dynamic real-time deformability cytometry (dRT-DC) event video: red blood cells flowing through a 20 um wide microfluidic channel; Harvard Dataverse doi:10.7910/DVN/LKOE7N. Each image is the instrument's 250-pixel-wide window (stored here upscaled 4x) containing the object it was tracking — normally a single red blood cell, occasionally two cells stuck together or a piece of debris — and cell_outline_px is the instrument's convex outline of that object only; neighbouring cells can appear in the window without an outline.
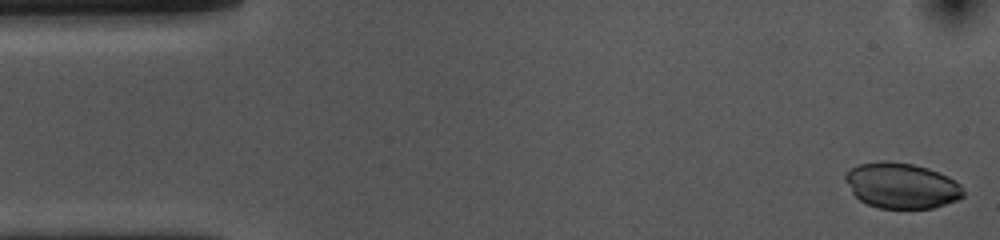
{"species": "common noctule bat (a hibernating species)", "species_latin": "Nyctalus noctula", "temperature_condition": "cold", "stored_images_in_passage": 53, "camera_frame_rate_fps": 3000, "um_per_image_px": 0.085, "animal": {"sex": "female", "body_mass_g": 10.0, "forearm_length_mm": 53.1}, "frame": {"image": 1, "passage_image": 1, "time_ms": 0.0, "image_size_px": [1000, 240], "cell_outline_px": [[964, 196], [956, 200], [932, 208], [880, 208], [868, 204], [860, 200], [852, 192], [844, 180], [844, 176], [852, 168], [860, 164], [884, 160], [912, 164], [928, 168], [948, 176], [960, 184], [964, 192]], "centroid_in_image_um": [76.63, 15.77], "position_along_channel_um": 8.4, "area_um2": 31.1}}
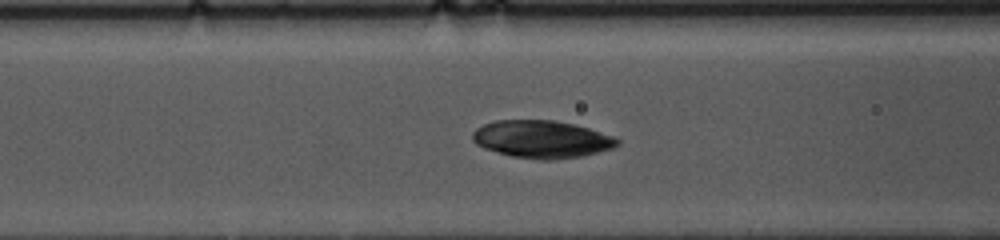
{"frame": {"image": 2, "passage_image": 19, "time_ms": 6.0, "image_size_px": [1000, 240], "cell_outline_px": [[620, 144], [612, 148], [580, 156], [552, 160], [540, 160], [512, 156], [484, 148], [476, 144], [472, 140], [472, 132], [476, 128], [484, 124], [496, 120], [552, 120], [572, 124], [588, 128], [616, 136], [620, 140]], "centroid_in_image_um": [46.05, 11.83], "position_along_channel_um": 120.6, "area_um2": 31.62}}
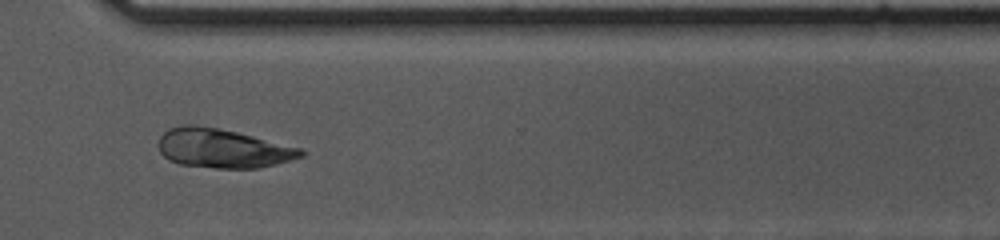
{"frame": {"image": 3, "passage_image": 38, "time_ms": 12.333, "image_size_px": [1000, 240], "cell_outline_px": [[304, 156], [256, 168], [216, 168], [180, 164], [168, 160], [160, 152], [160, 136], [168, 128], [184, 124], [192, 124], [220, 128], [300, 148], [304, 152]], "centroid_in_image_um": [18.87, 12.6], "position_along_channel_um": 351.7, "area_um2": 32.02}}